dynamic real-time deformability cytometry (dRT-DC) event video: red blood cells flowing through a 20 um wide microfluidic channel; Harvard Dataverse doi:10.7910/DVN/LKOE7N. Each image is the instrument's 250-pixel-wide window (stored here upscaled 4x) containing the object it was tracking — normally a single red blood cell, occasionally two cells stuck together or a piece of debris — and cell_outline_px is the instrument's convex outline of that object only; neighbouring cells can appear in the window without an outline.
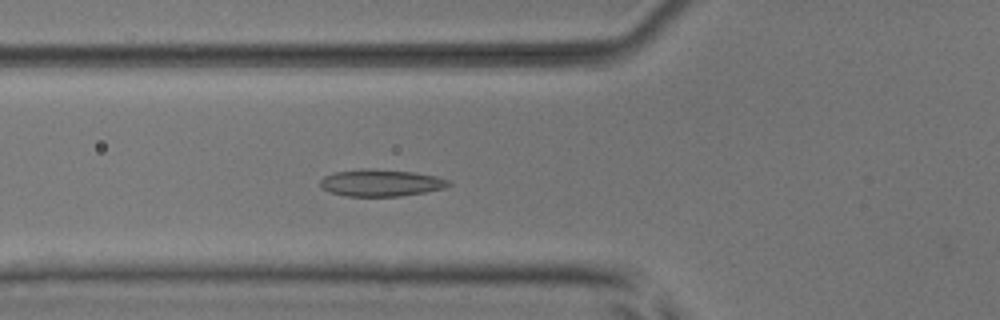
{"species": "common noctule bat (a hibernating species)", "species_latin": "Nyctalus noctula", "temperature_condition": "room temperature", "stored_images_in_passage": 52, "camera_frame_rate_fps": 3000, "um_per_image_px": 0.085, "animal": {"sex": "male", "body_mass_g": 17.9, "forearm_length_mm": 54.2}, "frame": {"image": 1, "passage_image": 19, "time_ms": 6.0, "image_size_px": [1000, 320], "cell_outline_px": [[452, 184], [444, 188], [424, 192], [400, 196], [344, 196], [328, 192], [320, 188], [320, 180], [324, 176], [336, 172], [360, 168], [368, 168], [416, 172], [436, 176], [448, 180]], "centroid_in_image_um": [32.34, 15.54], "position_along_channel_um": 93.5, "area_um2": 20.35}}
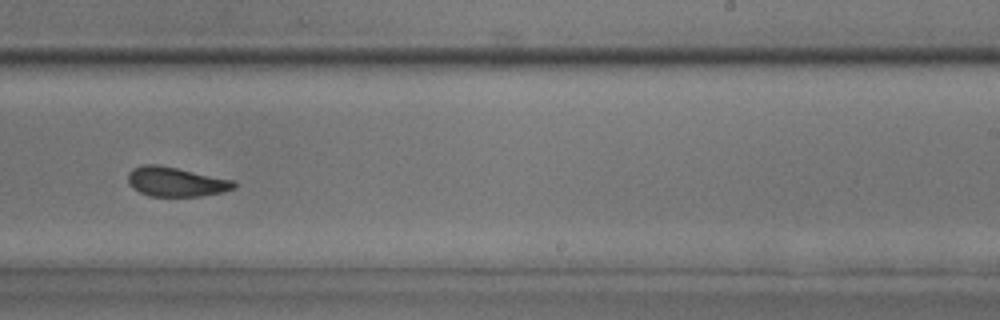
{"frame": {"image": 2, "passage_image": 33, "time_ms": 10.667, "image_size_px": [1000, 320], "cell_outline_px": [[236, 188], [224, 192], [200, 196], [148, 196], [132, 188], [128, 184], [128, 172], [132, 168], [144, 164], [156, 164], [236, 180]], "centroid_in_image_um": [14.96, 15.45], "position_along_channel_um": 274.0, "area_um2": 18.38}}
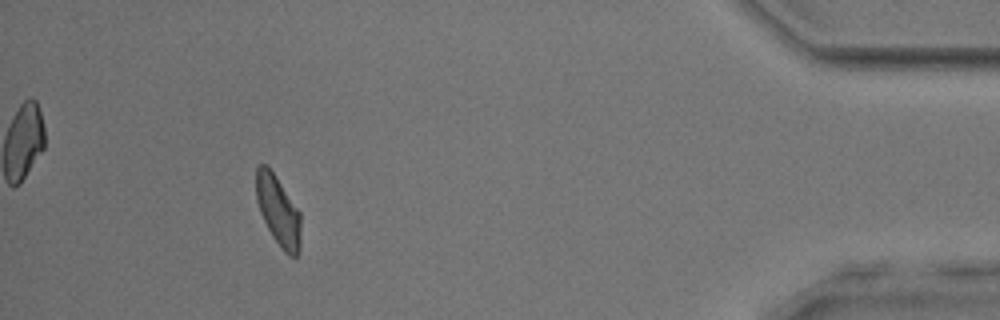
{"frame": {"image": 3, "passage_image": 48, "time_ms": 15.667, "image_size_px": [1000, 320], "cell_outline_px": [[300, 248], [296, 256], [288, 256], [284, 252], [272, 236], [260, 212], [256, 200], [256, 168], [260, 164], [268, 164], [300, 212]], "centroid_in_image_um": [23.64, 17.89], "position_along_channel_um": 411.6, "area_um2": 18.21}, "authors_computed_cell_mechanics": {"area_um2": 18.6983, "velocity_mm_per_s": 3.8884, "shape_relaxation_time_tau1_ms": null, "shape_relaxation_time_tau2_ms": 1.69, "deformation_change_tau1": null, "deformation_change_tau2": 0.073}}